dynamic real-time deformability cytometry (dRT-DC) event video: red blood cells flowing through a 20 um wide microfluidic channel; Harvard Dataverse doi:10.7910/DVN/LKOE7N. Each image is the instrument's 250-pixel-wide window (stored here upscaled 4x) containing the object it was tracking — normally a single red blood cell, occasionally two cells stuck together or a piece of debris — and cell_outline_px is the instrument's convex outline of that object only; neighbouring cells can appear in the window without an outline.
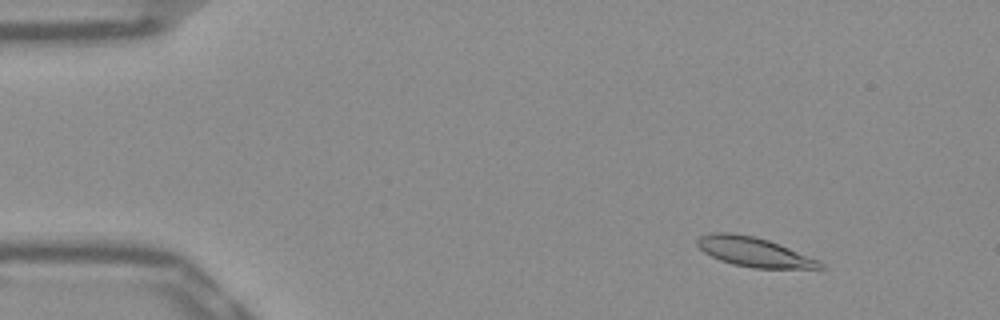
{"species": "Egyptian fruit bat (a non-hibernating species)", "species_latin": "Rousettus aegyptiacus", "temperature_condition": "warm", "stored_images_in_passage": 54, "camera_frame_rate_fps": 3000, "um_per_image_px": 0.085, "frame": {"image": 1, "passage_image": 7, "time_ms": 2.0, "image_size_px": [1000, 320], "cell_outline_px": [[828, 268], [752, 268], [732, 264], [720, 260], [704, 252], [696, 244], [696, 240], [700, 236], [712, 232], [732, 232], [756, 236], [768, 240], [820, 260]], "centroid_in_image_um": [64.09, 21.41], "position_along_channel_um": 20.9, "area_um2": 21.15}}
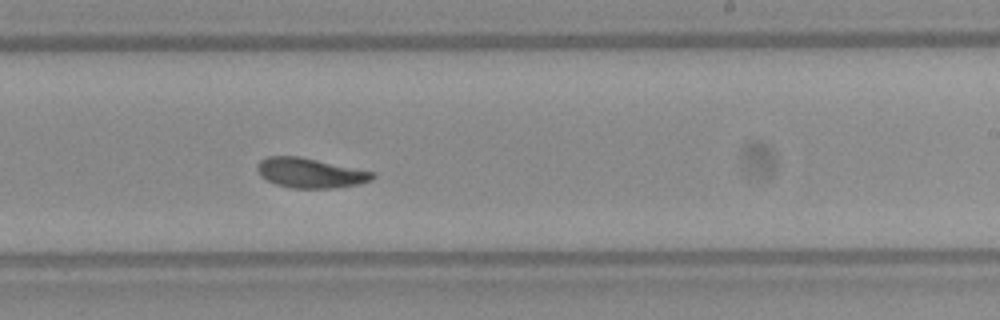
{"frame": {"image": 2, "passage_image": 33, "time_ms": 10.667, "image_size_px": [1000, 320], "cell_outline_px": [[376, 176], [372, 180], [360, 184], [336, 188], [292, 188], [276, 184], [260, 176], [256, 168], [256, 164], [260, 160], [268, 156], [300, 156], [376, 172]], "centroid_in_image_um": [26.39, 14.7], "position_along_channel_um": 262.6, "area_um2": 20.29}}
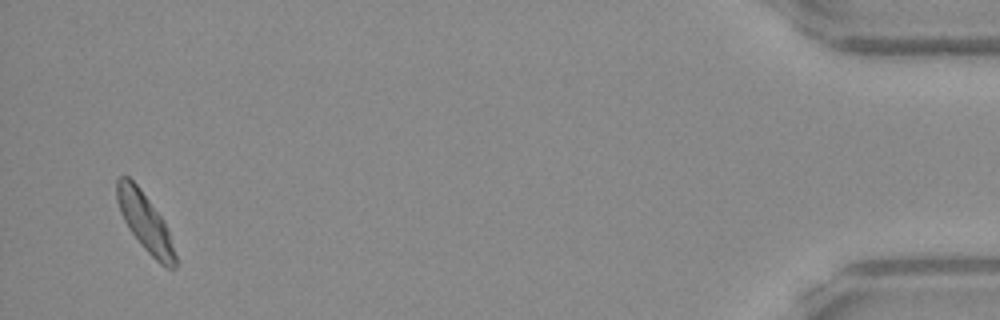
{"frame": {"image": 3, "passage_image": 52, "time_ms": 17.0, "image_size_px": [1000, 320], "cell_outline_px": [[176, 268], [164, 268], [140, 244], [128, 228], [120, 212], [116, 200], [116, 180], [120, 176], [128, 176], [140, 188], [160, 216], [168, 232], [176, 256]], "centroid_in_image_um": [12.3, 18.88], "position_along_channel_um": 422.9, "area_um2": 19.42}, "authors_computed_cell_mechanics": {"area_um2": 20.6346, "velocity_mm_per_s": 3.828, "shape_relaxation_time_tau1_ms": 2.9668, "shape_relaxation_time_tau2_ms": 2.059, "deformation_change_tau1": 0.1342, "deformation_change_tau2": 0.0732}}